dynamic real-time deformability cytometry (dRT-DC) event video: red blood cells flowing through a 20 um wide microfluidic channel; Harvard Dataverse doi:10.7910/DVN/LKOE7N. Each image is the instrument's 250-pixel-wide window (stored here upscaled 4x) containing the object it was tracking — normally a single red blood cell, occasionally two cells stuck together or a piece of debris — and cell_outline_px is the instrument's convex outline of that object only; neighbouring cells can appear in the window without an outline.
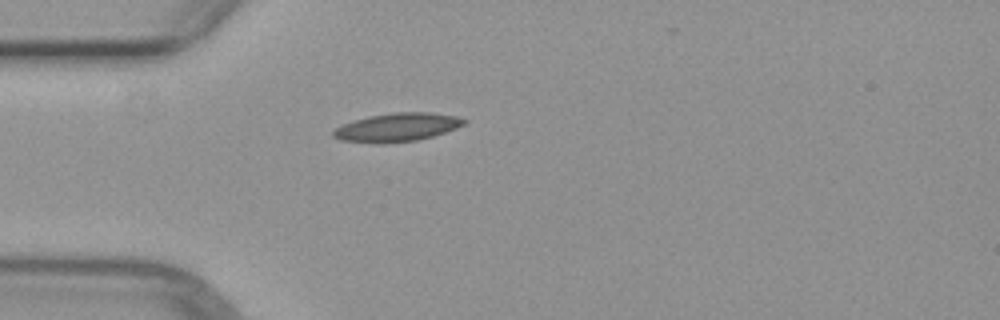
{"species": "common noctule bat (a hibernating species)", "species_latin": "Nyctalus noctula", "temperature_condition": "warm", "stored_images_in_passage": 1, "camera_frame_rate_fps": 3000, "um_per_image_px": 0.085, "animal": {"sex": "female", "body_mass_g": 29.2, "forearm_length_mm": 56.3}, "frame": {"image": 1, "passage_image": 1, "time_ms": 0.0, "image_size_px": [1000, 320], "cell_outline_px": [[468, 120], [464, 124], [456, 128], [432, 136], [416, 140], [380, 144], [376, 144], [340, 140], [332, 136], [332, 132], [336, 128], [344, 124], [368, 116], [392, 112], [432, 112], [456, 116]], "centroid_in_image_um": [33.75, 10.82], "position_along_channel_um": 51.3, "area_um2": 21.68}}